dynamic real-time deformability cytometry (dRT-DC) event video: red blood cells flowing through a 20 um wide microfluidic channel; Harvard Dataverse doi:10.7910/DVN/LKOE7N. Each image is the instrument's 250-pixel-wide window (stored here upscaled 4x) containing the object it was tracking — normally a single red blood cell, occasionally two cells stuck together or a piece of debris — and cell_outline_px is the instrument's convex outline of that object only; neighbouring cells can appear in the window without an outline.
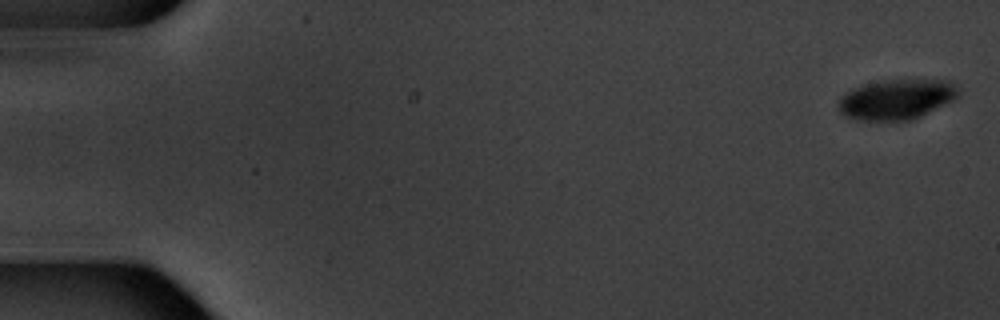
{"species": "common noctule bat (a hibernating species)", "species_latin": "Nyctalus noctula", "temperature_condition": "warm", "stored_images_in_passage": 7, "segment_of_instrument_passage": [1, 2], "camera_frame_rate_fps": 3000, "um_per_image_px": 0.085, "animal": {"sex": "male", "body_mass_g": 20.1, "forearm_length_mm": 53.5}, "frame": {"image": 1, "passage_image": 1, "time_ms": 0.0, "image_size_px": [1000, 320], "cell_outline_px": [[960, 96], [912, 120], [856, 120], [844, 116], [840, 112], [836, 104], [840, 96], [852, 88], [868, 84], [888, 80], [948, 80], [956, 84], [960, 88]], "centroid_in_image_um": [76.19, 8.44], "position_along_channel_um": 8.8, "area_um2": 28.09}}
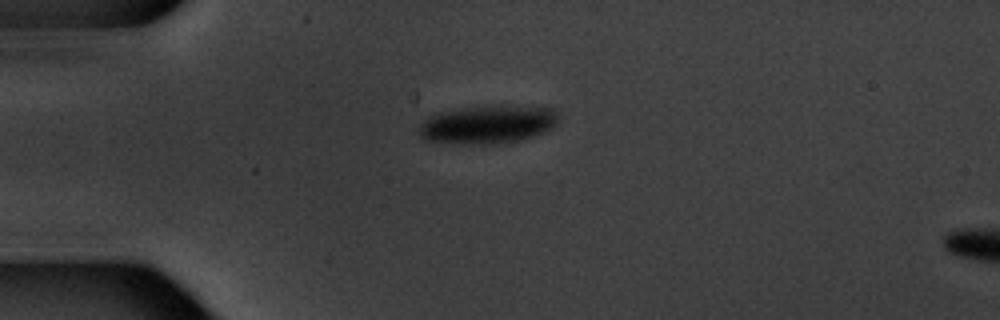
{"frame": {"image": 2, "passage_image": 5, "time_ms": 4.667, "image_size_px": [1000, 320], "cell_outline_px": [[560, 120], [552, 128], [544, 132], [524, 140], [500, 144], [468, 144], [424, 140], [420, 136], [420, 124], [428, 116], [440, 112], [456, 108], [488, 104], [512, 104], [552, 108], [560, 116]], "centroid_in_image_um": [41.52, 10.54], "position_along_channel_um": 43.5, "area_um2": 32.19}}